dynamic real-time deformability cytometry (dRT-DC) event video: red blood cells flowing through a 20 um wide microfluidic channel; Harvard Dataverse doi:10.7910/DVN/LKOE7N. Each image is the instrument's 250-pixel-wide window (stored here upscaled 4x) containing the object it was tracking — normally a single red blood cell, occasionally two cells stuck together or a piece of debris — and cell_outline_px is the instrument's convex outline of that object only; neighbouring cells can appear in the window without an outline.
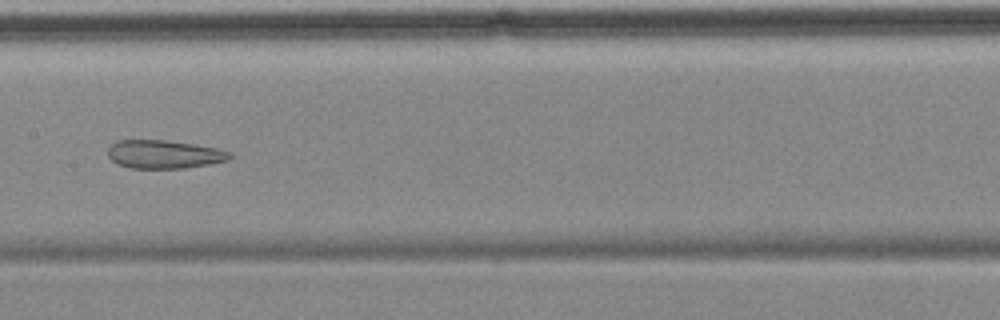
{"species": "common noctule bat (a hibernating species)", "species_latin": "Nyctalus noctula", "temperature_condition": "cold", "stored_images_in_passage": 13, "camera_frame_rate_fps": 3000, "um_per_image_px": 0.085, "animal": {"sex": "female", "body_mass_g": 18.4}, "frame": {"image": 1, "passage_image": 6, "time_ms": 7.0, "image_size_px": [1000, 320], "cell_outline_px": [[232, 156], [228, 160], [208, 164], [184, 168], [132, 168], [116, 164], [108, 156], [108, 148], [116, 140], [164, 140], [192, 144], [216, 148], [232, 152]], "centroid_in_image_um": [13.93, 13.11], "position_along_channel_um": 193.5, "area_um2": 20.06}, "authors_computed_cell_mechanics": {"area_um2": 25.143, "velocity_mm_per_s": 3.5063, "shape_relaxation_time_tau1_ms": null, "shape_relaxation_time_tau2_ms": 1.2684, "deformation_change_tau1": null, "deformation_change_tau2": 0.0506}}